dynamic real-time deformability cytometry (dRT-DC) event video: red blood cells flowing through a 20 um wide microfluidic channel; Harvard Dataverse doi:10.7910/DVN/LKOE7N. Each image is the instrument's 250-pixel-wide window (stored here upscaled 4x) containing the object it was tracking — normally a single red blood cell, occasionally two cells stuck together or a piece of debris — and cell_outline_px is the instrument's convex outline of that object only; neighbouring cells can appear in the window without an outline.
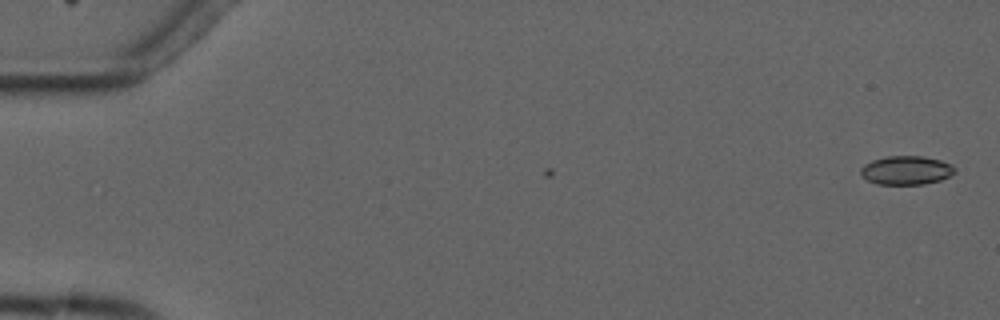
{"species": "common noctule bat (a hibernating species)", "species_latin": "Nyctalus noctula", "temperature_condition": "cold", "stored_images_in_passage": 6, "camera_frame_rate_fps": 3000, "um_per_image_px": 0.085, "animal": {"sex": "male", "forearm_length_mm": 52.5}, "frame": {"image": 1, "passage_image": 6, "time_ms": 7.333, "image_size_px": [1000, 320], "cell_outline_px": [[956, 172], [940, 180], [924, 184], [876, 184], [868, 180], [860, 172], [860, 168], [864, 164], [872, 160], [888, 156], [924, 156], [940, 160], [952, 164], [956, 168]], "centroid_in_image_um": [77.05, 14.46], "position_along_channel_um": 8.0, "area_um2": 15.78}}